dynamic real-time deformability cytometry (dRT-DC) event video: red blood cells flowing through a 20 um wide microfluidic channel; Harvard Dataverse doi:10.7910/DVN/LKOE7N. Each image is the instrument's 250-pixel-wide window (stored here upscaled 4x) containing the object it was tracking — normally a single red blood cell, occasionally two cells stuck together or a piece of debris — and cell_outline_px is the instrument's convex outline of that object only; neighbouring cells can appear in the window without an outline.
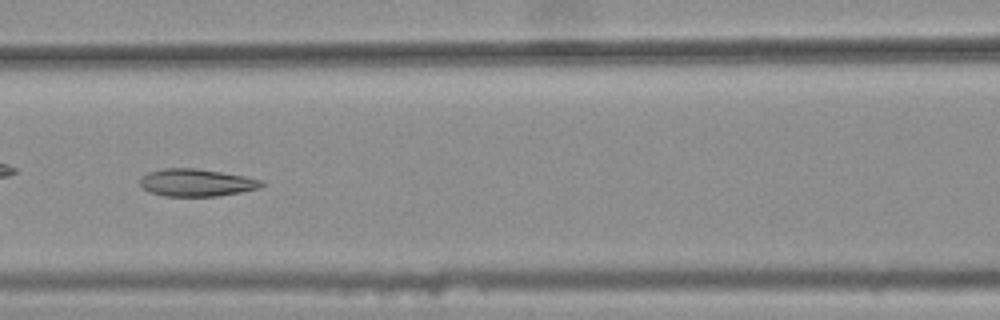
{"species": "common noctule bat (a hibernating species)", "species_latin": "Nyctalus noctula", "temperature_condition": "warm", "stored_images_in_passage": 31, "camera_frame_rate_fps": 3000, "um_per_image_px": 0.085, "animal": {"sex": "female", "body_mass_g": 25.1}, "frame": {"image": 1, "passage_image": 10, "time_ms": 3.0, "image_size_px": [1000, 320], "cell_outline_px": [[264, 184], [260, 188], [240, 192], [216, 196], [164, 196], [148, 192], [140, 184], [140, 180], [148, 172], [164, 168], [196, 168], [244, 176], [260, 180]], "centroid_in_image_um": [16.67, 15.52], "position_along_channel_um": 149.9, "area_um2": 19.25}, "authors_computed_cell_mechanics": {"area_um2": 19.1896, "velocity_mm_per_s": 3.7528, "shape_relaxation_time_tau1_ms": null, "shape_relaxation_time_tau2_ms": 2.7961, "deformation_change_tau1": null, "deformation_change_tau2": 0.0974}}